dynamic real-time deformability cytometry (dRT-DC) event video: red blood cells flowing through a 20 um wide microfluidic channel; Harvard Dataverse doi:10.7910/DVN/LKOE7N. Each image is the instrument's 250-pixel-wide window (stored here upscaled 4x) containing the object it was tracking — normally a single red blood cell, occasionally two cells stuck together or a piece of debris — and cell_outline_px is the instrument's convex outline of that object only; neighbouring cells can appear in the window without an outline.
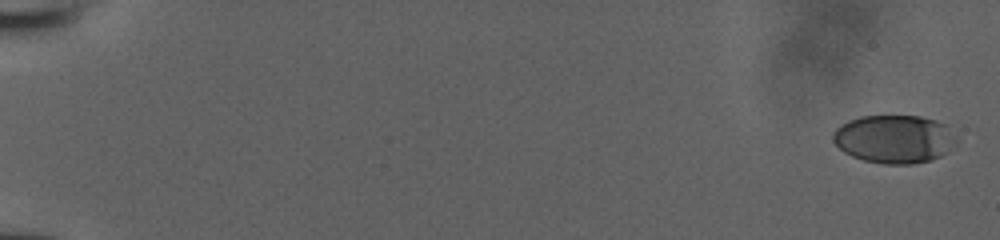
{"species": "human", "species_latin": "Homo sapiens", "temperature_condition": "room temperature", "stored_images_in_passage": 16, "camera_frame_rate_fps": 3000, "um_per_image_px": 0.085, "donor": {"sex": "male"}, "frame": {"image": 1, "passage_image": 1, "time_ms": 0.0, "image_size_px": [1000, 240], "cell_outline_px": [[948, 128], [944, 152], [940, 156], [928, 160], [912, 164], [884, 164], [864, 160], [852, 156], [844, 152], [832, 140], [832, 132], [840, 124], [848, 120], [860, 116], [920, 116], [936, 120], [948, 124]], "centroid_in_image_um": [75.82, 11.8], "position_along_channel_um": 9.2, "area_um2": 33.58}}
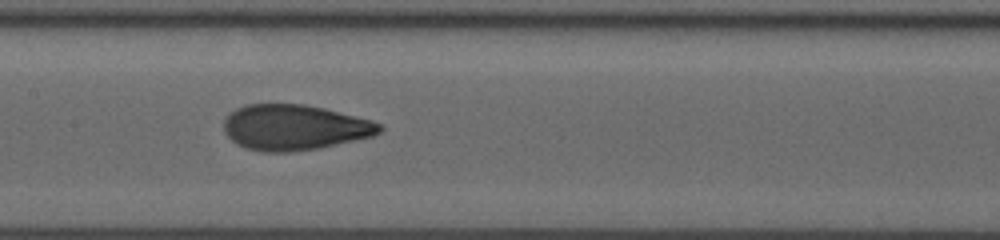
{"frame": {"image": 2, "passage_image": 13, "time_ms": 4.0, "image_size_px": [1000, 240], "cell_outline_px": [[384, 128], [380, 132], [372, 136], [316, 148], [288, 152], [264, 152], [244, 148], [236, 144], [224, 132], [224, 116], [236, 108], [244, 104], [304, 104], [324, 108], [372, 120], [384, 124]], "centroid_in_image_um": [25.0, 10.82], "position_along_channel_um": 182.4, "area_um2": 41.38}}
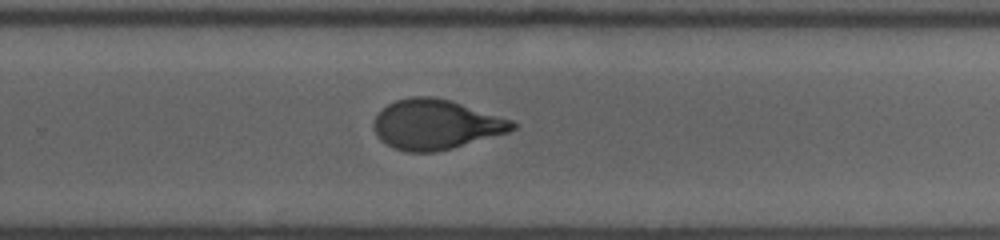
{"frame": {"image": 3, "passage_image": 16, "time_ms": 5.0, "image_size_px": [1000, 240], "cell_outline_px": [[516, 128], [508, 132], [452, 148], [436, 152], [408, 152], [392, 148], [380, 140], [376, 136], [372, 128], [372, 124], [376, 116], [388, 104], [396, 100], [412, 96], [432, 96], [452, 100], [512, 120], [516, 124]], "centroid_in_image_um": [37.01, 10.58], "position_along_channel_um": 292.8, "area_um2": 40.4}}